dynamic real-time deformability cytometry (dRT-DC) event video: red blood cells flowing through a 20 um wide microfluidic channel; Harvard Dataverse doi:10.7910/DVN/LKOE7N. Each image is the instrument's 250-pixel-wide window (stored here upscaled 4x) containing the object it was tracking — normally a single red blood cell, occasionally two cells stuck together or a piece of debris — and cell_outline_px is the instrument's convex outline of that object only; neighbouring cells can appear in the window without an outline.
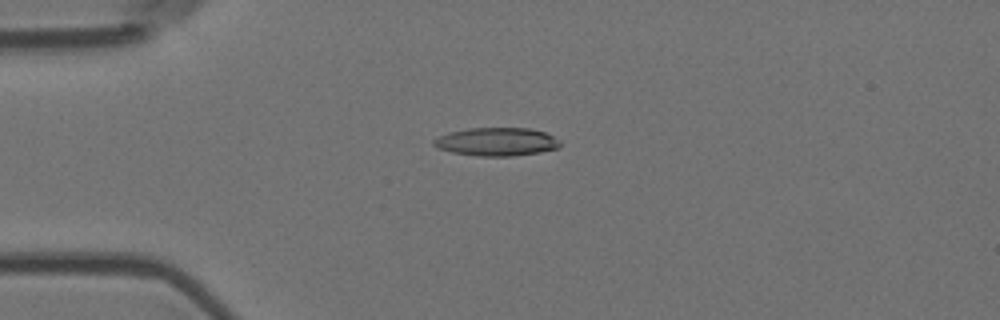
{"species": "Egyptian fruit bat (a non-hibernating species)", "species_latin": "Rousettus aegyptiacus", "temperature_condition": "room temperature", "stored_images_in_passage": 6, "camera_frame_rate_fps": 3000, "um_per_image_px": 0.085, "animal": {"sex": "female"}, "frame": {"image": 1, "passage_image": 4, "time_ms": 1.0, "image_size_px": [1000, 320], "cell_outline_px": [[560, 148], [540, 152], [512, 156], [480, 156], [452, 152], [436, 148], [432, 144], [432, 140], [448, 132], [468, 128], [528, 128], [544, 132], [560, 140]], "centroid_in_image_um": [42.2, 12.05], "position_along_channel_um": 42.8, "area_um2": 20.87}}
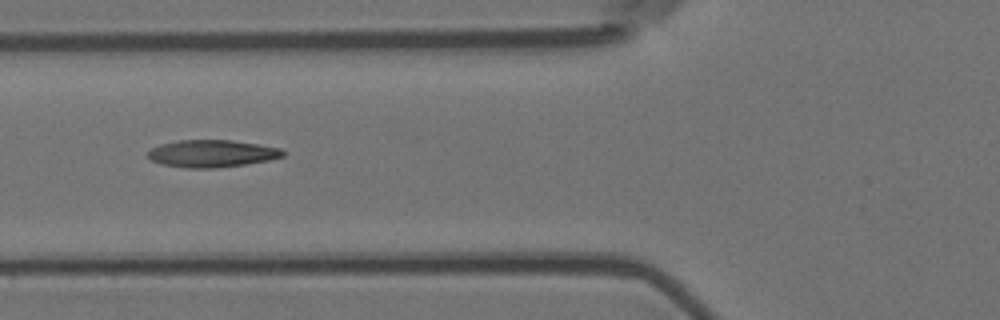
{"frame": {"image": 2, "passage_image": 6, "time_ms": 1.667, "image_size_px": [1000, 320], "cell_outline_px": [[284, 156], [268, 160], [244, 164], [216, 168], [184, 168], [164, 164], [152, 160], [148, 156], [148, 152], [152, 148], [160, 144], [176, 140], [232, 140], [280, 148], [284, 152]], "centroid_in_image_um": [17.99, 13.05], "position_along_channel_um": 107.8, "area_um2": 21.27}}